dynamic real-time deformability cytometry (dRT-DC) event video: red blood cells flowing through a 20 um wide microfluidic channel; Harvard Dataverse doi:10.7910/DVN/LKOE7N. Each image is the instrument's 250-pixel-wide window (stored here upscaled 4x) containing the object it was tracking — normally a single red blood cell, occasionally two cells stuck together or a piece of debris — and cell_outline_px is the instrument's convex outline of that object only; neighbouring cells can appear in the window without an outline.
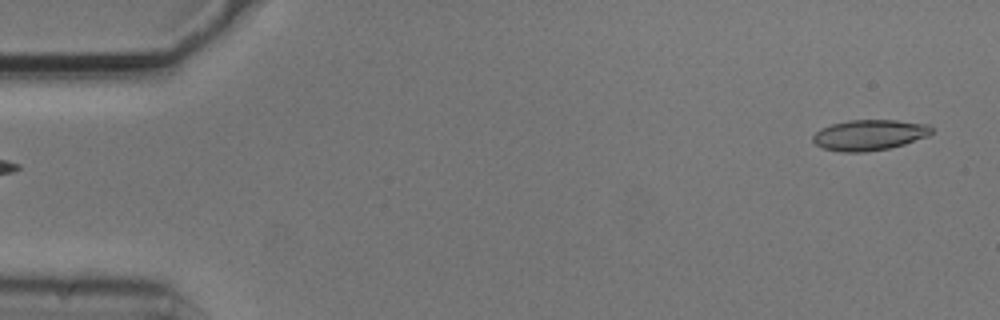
{"species": "common noctule bat (a hibernating species)", "species_latin": "Nyctalus noctula", "temperature_condition": "cold", "stored_images_in_passage": 5, "segment_of_instrument_passage": [2, 2], "camera_frame_rate_fps": 3000, "um_per_image_px": 0.085, "animal": {"sex": "male", "body_mass_g": 20.5, "forearm_length_mm": 52.5}, "frame": {"image": 1, "passage_image": 5, "time_ms": 1.333, "image_size_px": [1000, 320], "cell_outline_px": [[932, 132], [928, 136], [904, 144], [888, 148], [864, 152], [840, 152], [820, 148], [812, 140], [812, 136], [820, 128], [832, 124], [848, 120], [896, 120], [928, 124], [932, 128]], "centroid_in_image_um": [73.86, 11.47], "position_along_channel_um": 11.1, "area_um2": 21.27}}